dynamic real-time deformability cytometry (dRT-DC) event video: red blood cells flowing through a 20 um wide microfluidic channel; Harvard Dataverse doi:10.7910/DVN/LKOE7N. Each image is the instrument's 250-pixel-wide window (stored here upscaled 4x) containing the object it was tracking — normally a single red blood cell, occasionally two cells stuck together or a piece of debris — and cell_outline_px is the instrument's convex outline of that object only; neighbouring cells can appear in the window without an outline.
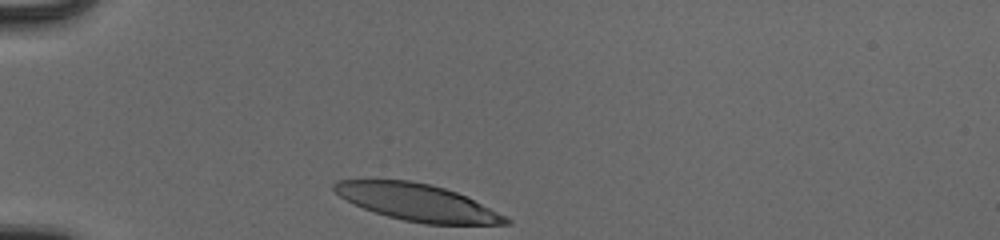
{"species": "human", "species_latin": "Homo sapiens", "temperature_condition": "cold", "stored_images_in_passage": 30, "camera_frame_rate_fps": 3000, "um_per_image_px": 0.085, "donor": {"sex": "male"}, "frame": {"image": 1, "passage_image": 1, "time_ms": 0.0, "image_size_px": [1000, 240], "cell_outline_px": [[512, 224], [424, 224], [404, 220], [388, 216], [364, 208], [340, 196], [332, 188], [332, 184], [340, 180], [408, 180], [428, 184], [444, 188], [456, 192], [512, 220]], "centroid_in_image_um": [35.45, 17.2], "position_along_channel_um": 49.6, "area_um2": 36.01}}
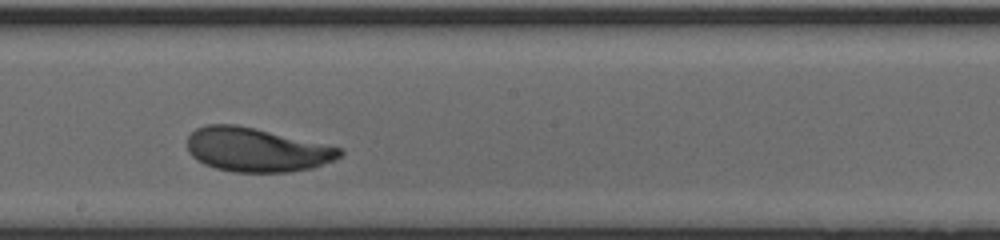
{"frame": {"image": 2, "passage_image": 17, "time_ms": 5.333, "image_size_px": [1000, 240], "cell_outline_px": [[344, 152], [340, 156], [332, 160], [312, 168], [288, 172], [232, 172], [216, 168], [204, 164], [192, 156], [188, 152], [188, 136], [196, 128], [204, 124], [236, 124], [340, 148]], "centroid_in_image_um": [21.74, 12.73], "position_along_channel_um": 226.5, "area_um2": 38.61}}
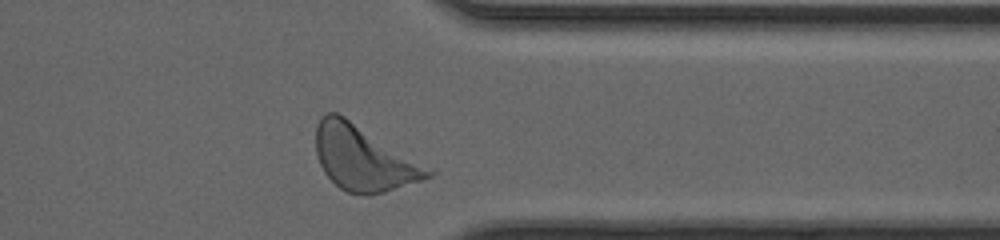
{"frame": {"image": 3, "passage_image": 29, "time_ms": 9.333, "image_size_px": [1000, 240], "cell_outline_px": [[436, 172], [432, 176], [372, 196], [364, 196], [348, 192], [340, 188], [324, 172], [320, 164], [316, 152], [316, 124], [328, 112], [336, 112], [344, 116]], "centroid_in_image_um": [30.87, 13.47], "position_along_channel_um": 380.5, "area_um2": 41.62}, "authors_computed_cell_mechanics": {"area_um2": 38.6682, "velocity_mm_per_s": 3.8932, "shape_relaxation_time_tau1_ms": 3.4368, "shape_relaxation_time_tau2_ms": null, "deformation_change_tau1": 0.1766, "deformation_change_tau2": null}}